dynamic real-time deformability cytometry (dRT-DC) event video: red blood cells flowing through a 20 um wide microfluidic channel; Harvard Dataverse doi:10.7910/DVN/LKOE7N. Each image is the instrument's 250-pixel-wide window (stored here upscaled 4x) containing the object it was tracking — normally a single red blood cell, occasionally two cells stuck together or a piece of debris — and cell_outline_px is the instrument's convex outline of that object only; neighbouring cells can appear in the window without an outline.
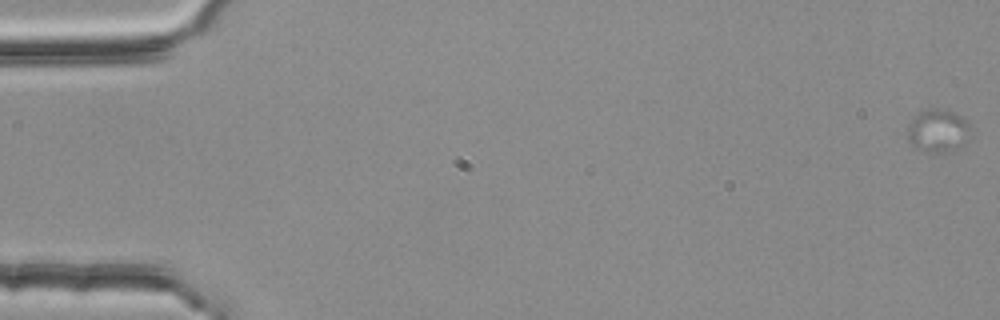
{"species": "common noctule bat (a hibernating species)", "species_latin": "Nyctalus noctula", "temperature_condition": "room temperature", "stored_images_in_passage": 4, "camera_frame_rate_fps": 3000, "um_per_image_px": 0.085, "animal": {"sex": "female", "body_mass_g": 25.1}, "frame": {"image": 1, "passage_image": 1, "time_ms": 0.0, "image_size_px": [1000, 320], "cell_outline_px": [[968, 128], [964, 144], [956, 148], [944, 152], [928, 152], [916, 148], [908, 140], [908, 128], [912, 120], [920, 112], [932, 108], [936, 108], [952, 112], [960, 116], [968, 124]], "centroid_in_image_um": [79.68, 11.12], "position_along_channel_um": 5.3, "area_um2": 15.09}}